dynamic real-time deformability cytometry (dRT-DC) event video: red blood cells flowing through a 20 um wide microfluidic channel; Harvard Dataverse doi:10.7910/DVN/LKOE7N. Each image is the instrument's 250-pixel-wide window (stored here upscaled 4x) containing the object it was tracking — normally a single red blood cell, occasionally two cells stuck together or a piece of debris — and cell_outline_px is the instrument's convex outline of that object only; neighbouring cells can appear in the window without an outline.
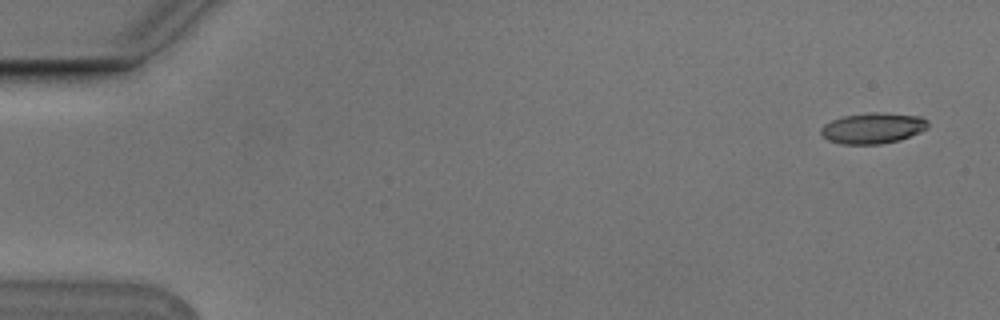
{"species": "Egyptian fruit bat (a non-hibernating species)", "species_latin": "Rousettus aegyptiacus", "temperature_condition": "cold", "stored_images_in_passage": 4, "camera_frame_rate_fps": 3000, "um_per_image_px": 0.085, "animal": {"sex": "male"}, "frame": {"image": 1, "passage_image": 1, "time_ms": 0.0, "image_size_px": [1000, 320], "cell_outline_px": [[928, 128], [920, 132], [900, 140], [880, 144], [840, 144], [828, 140], [820, 132], [820, 128], [824, 124], [832, 120], [844, 116], [868, 112], [884, 112], [920, 116], [928, 120]], "centroid_in_image_um": [74.2, 10.88], "position_along_channel_um": 10.8, "area_um2": 19.36}}
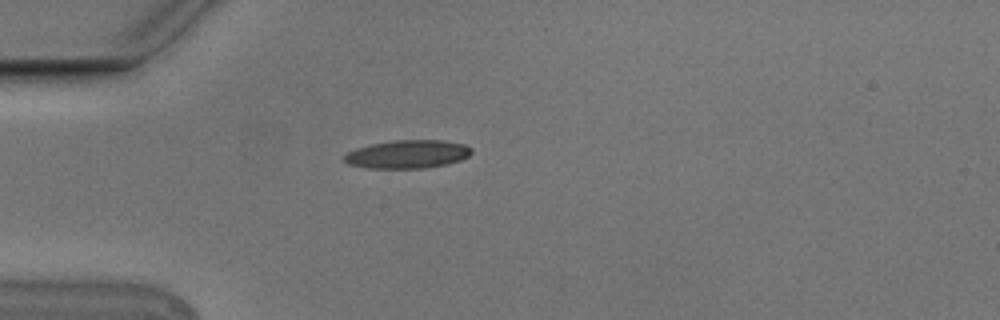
{"frame": {"image": 2, "passage_image": 4, "time_ms": 1.0, "image_size_px": [1000, 320], "cell_outline_px": [[472, 152], [468, 156], [460, 160], [448, 164], [424, 168], [368, 168], [348, 164], [344, 160], [344, 156], [348, 152], [356, 148], [372, 144], [392, 140], [444, 140], [464, 144], [472, 148]], "centroid_in_image_um": [34.66, 13.1], "position_along_channel_um": 50.3, "area_um2": 20.98}}